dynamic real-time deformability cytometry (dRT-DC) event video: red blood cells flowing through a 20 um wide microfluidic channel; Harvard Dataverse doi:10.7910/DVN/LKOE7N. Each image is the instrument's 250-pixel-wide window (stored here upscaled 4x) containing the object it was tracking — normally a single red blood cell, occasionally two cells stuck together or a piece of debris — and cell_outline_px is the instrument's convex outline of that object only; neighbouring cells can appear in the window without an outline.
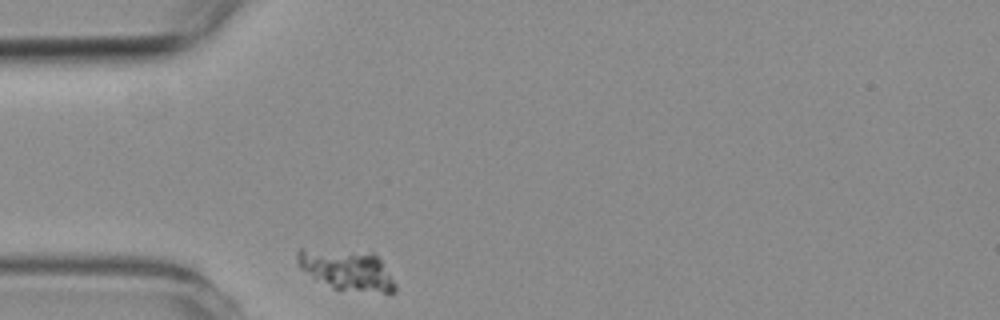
{"species": "common noctule bat (a hibernating species)", "species_latin": "Nyctalus noctula", "temperature_condition": "room temperature", "stored_images_in_passage": 32, "camera_frame_rate_fps": 3000, "um_per_image_px": 0.085, "animal": {"sex": "female", "body_mass_g": 19.3, "forearm_length_mm": 54.1}, "frame": {"image": 1, "passage_image": 1, "time_ms": 0.0, "image_size_px": [1000, 320], "cell_outline_px": [[396, 292], [384, 292], [332, 288], [312, 276], [300, 268], [296, 260], [296, 252], [300, 248], [372, 252], [380, 260], [396, 284]], "centroid_in_image_um": [29.45, 22.91], "position_along_channel_um": 55.6, "area_um2": 22.72}}
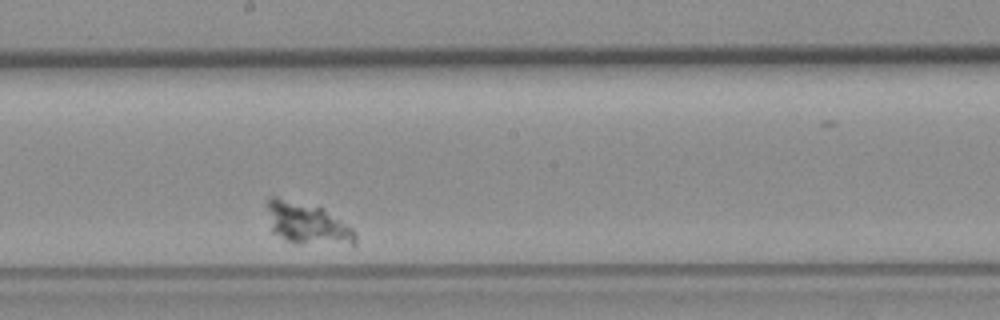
{"frame": {"image": 2, "passage_image": 18, "time_ms": 5.667, "image_size_px": [1000, 320], "cell_outline_px": [[356, 244], [352, 248], [300, 244], [284, 240], [272, 232], [268, 208], [268, 200], [272, 196], [276, 196], [324, 208], [352, 228], [356, 232]], "centroid_in_image_um": [26.22, 19.08], "position_along_channel_um": 222.0, "area_um2": 22.14}}
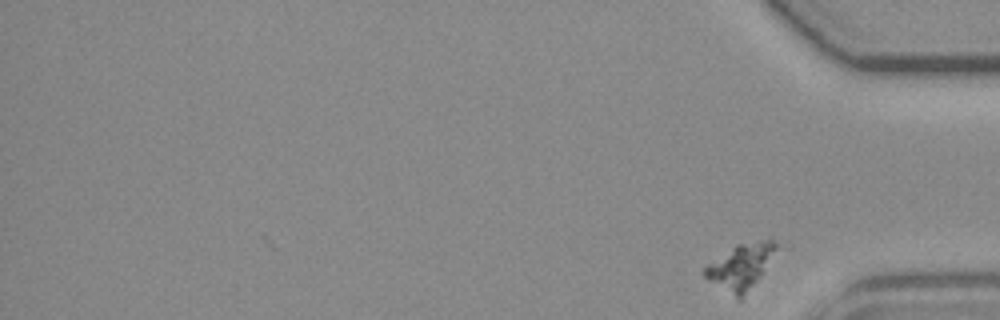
{"frame": {"image": 3, "passage_image": 32, "time_ms": 10.333, "image_size_px": [1000, 320], "cell_outline_px": [[780, 244], [760, 276], [740, 300], [736, 300], [708, 280], [704, 276], [704, 268], [708, 264], [736, 244], [768, 236], [772, 236]], "centroid_in_image_um": [63.0, 22.6], "position_along_channel_um": 372.2, "area_um2": 19.31}}